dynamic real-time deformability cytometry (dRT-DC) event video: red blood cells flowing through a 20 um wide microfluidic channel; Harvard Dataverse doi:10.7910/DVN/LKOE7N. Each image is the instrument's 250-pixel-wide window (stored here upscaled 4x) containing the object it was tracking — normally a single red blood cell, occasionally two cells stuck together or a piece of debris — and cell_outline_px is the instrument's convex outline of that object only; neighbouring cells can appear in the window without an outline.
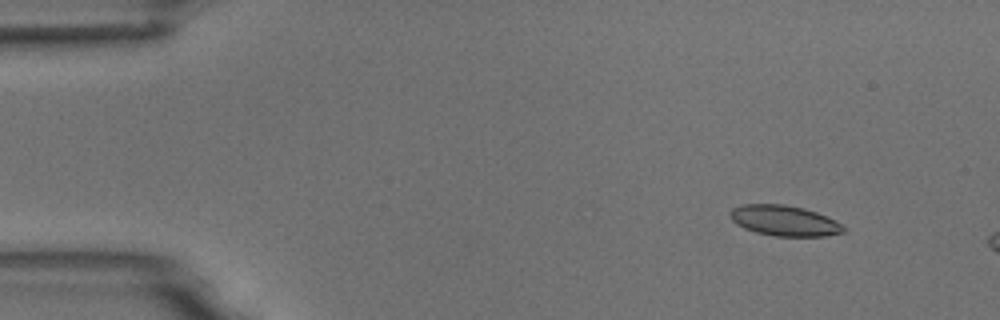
{"species": "common noctule bat (a hibernating species)", "species_latin": "Nyctalus noctula", "temperature_condition": "room temperature", "stored_images_in_passage": 10, "camera_frame_rate_fps": 3000, "um_per_image_px": 0.085, "animal": {"sex": "male", "body_mass_g": 18.8}, "frame": {"image": 1, "passage_image": 4, "time_ms": 1.0, "image_size_px": [1000, 320], "cell_outline_px": [[844, 232], [824, 236], [776, 236], [756, 232], [744, 228], [736, 224], [732, 220], [728, 212], [732, 208], [744, 204], [784, 204], [804, 208], [816, 212], [836, 220], [844, 228]], "centroid_in_image_um": [66.64, 18.75], "position_along_channel_um": 18.4, "area_um2": 20.11}}